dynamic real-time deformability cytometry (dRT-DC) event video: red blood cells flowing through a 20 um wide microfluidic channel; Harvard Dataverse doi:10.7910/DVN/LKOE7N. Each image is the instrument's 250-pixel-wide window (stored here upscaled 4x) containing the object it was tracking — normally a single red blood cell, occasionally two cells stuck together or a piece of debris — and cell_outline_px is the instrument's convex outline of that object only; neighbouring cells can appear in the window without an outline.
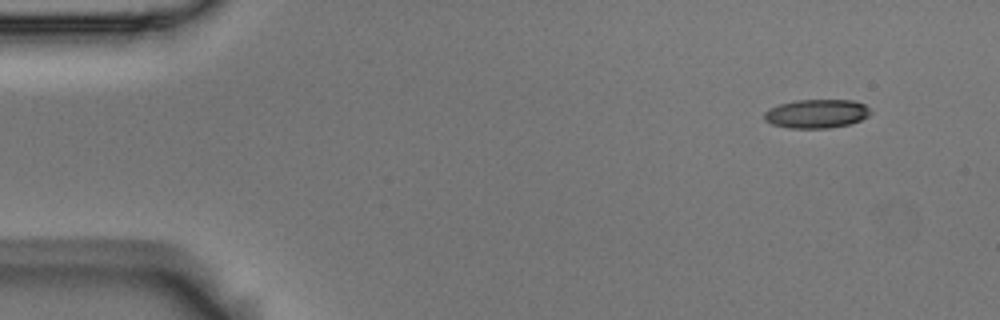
{"species": "Egyptian fruit bat (a non-hibernating species)", "species_latin": "Rousettus aegyptiacus", "temperature_condition": "room temperature", "stored_images_in_passage": 5, "segment_of_instrument_passage": [1, 2], "camera_frame_rate_fps": 3000, "um_per_image_px": 0.085, "animal": {"sex": "male"}, "frame": {"image": 1, "passage_image": 1, "time_ms": 0.0, "image_size_px": [1000, 320], "cell_outline_px": [[872, 112], [868, 116], [852, 124], [828, 128], [788, 128], [772, 124], [764, 120], [764, 112], [768, 108], [780, 104], [796, 100], [852, 100], [864, 104]], "centroid_in_image_um": [69.4, 9.67], "position_along_channel_um": 15.6, "area_um2": 17.92}}
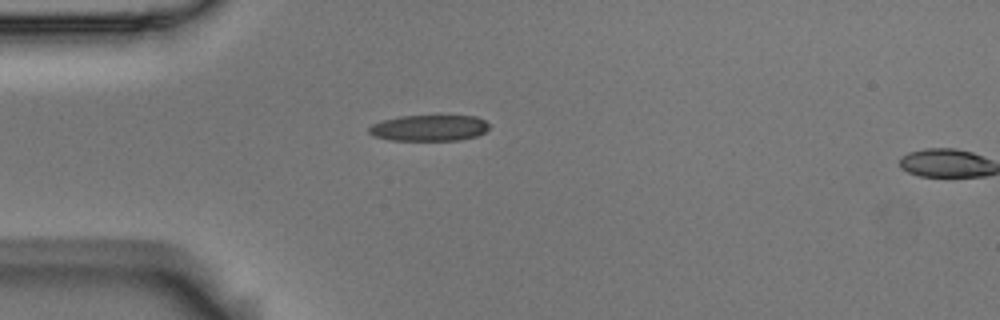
{"frame": {"image": 2, "passage_image": 4, "time_ms": 1.0, "image_size_px": [1000, 320], "cell_outline_px": [[488, 128], [484, 132], [476, 136], [460, 140], [388, 140], [376, 136], [368, 132], [368, 128], [372, 124], [380, 120], [400, 116], [476, 116], [484, 120], [488, 124]], "centroid_in_image_um": [36.44, 10.87], "position_along_channel_um": 48.6, "area_um2": 18.21}}